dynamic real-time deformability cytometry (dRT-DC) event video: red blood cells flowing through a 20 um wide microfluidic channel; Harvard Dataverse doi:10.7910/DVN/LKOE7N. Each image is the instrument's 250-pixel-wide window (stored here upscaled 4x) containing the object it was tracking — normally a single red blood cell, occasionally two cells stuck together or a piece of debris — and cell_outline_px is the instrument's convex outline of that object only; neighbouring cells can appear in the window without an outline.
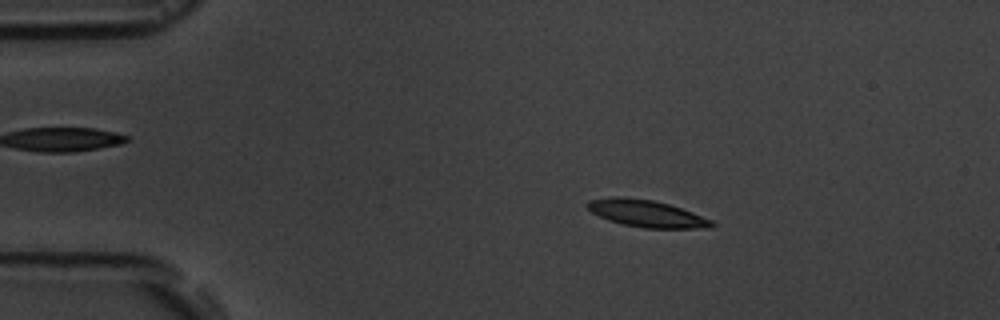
{"species": "common noctule bat (a hibernating species)", "species_latin": "Nyctalus noctula", "temperature_condition": "room temperature", "stored_images_in_passage": 3, "camera_frame_rate_fps": 3000, "um_per_image_px": 0.085, "animal": {"sex": "male", "body_mass_g": 19.5, "forearm_length_mm": 54.6}, "frame": {"image": 1, "passage_image": 2, "time_ms": 1.333, "image_size_px": [1000, 320], "cell_outline_px": [[716, 224], [712, 228], [644, 228], [624, 224], [608, 220], [592, 212], [584, 204], [588, 200], [612, 196], [620, 196], [652, 200], [668, 204], [692, 212], [712, 220]], "centroid_in_image_um": [54.94, 18.14], "position_along_channel_um": 30.1, "area_um2": 19.54}}